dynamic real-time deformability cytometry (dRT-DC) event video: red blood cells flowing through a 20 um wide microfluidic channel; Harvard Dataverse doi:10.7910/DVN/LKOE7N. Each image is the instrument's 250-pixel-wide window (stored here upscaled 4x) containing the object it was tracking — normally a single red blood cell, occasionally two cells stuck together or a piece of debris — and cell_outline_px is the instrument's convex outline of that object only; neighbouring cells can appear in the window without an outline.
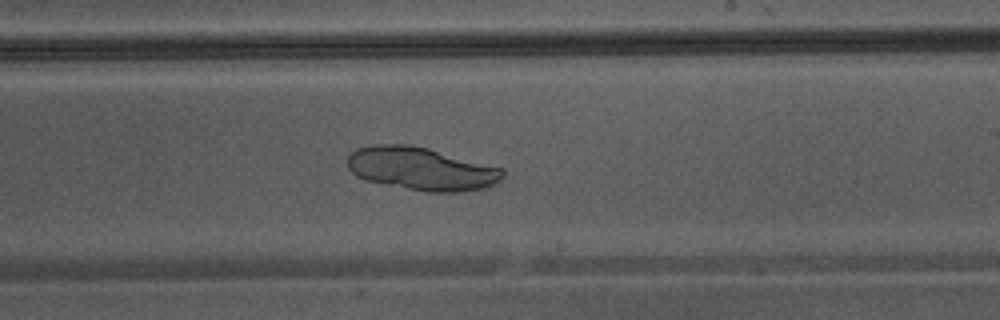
{"species": "Egyptian fruit bat (a non-hibernating species)", "species_latin": "Rousettus aegyptiacus", "temperature_condition": "warm", "stored_images_in_passage": 44, "camera_frame_rate_fps": 3000, "um_per_image_px": 0.085, "animal": {"sex": "male"}, "frame": {"image": 1, "passage_image": 26, "time_ms": 8.333, "image_size_px": [1000, 320], "cell_outline_px": [[504, 176], [500, 180], [488, 188], [460, 192], [428, 192], [364, 180], [356, 176], [348, 168], [348, 156], [356, 148], [372, 144], [412, 144], [428, 148], [504, 168]], "centroid_in_image_um": [35.83, 14.34], "position_along_channel_um": 253.2, "area_um2": 39.25}}